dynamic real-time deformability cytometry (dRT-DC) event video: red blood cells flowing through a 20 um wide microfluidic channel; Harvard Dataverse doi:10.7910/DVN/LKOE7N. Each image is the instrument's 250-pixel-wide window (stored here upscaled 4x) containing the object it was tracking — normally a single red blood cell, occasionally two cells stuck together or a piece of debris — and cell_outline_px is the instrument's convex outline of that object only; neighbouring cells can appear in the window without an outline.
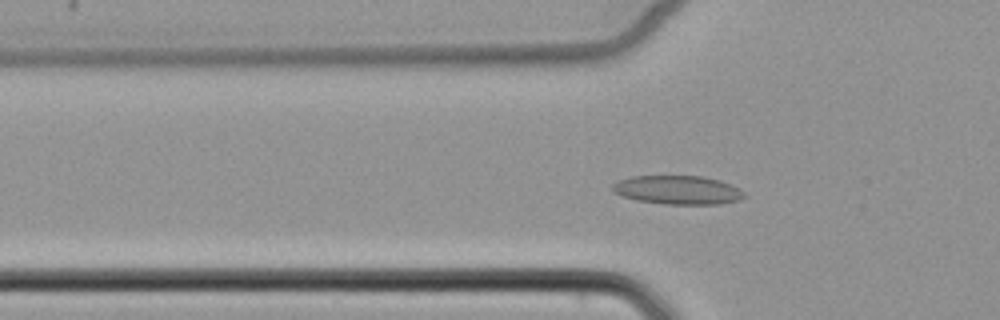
{"species": "common noctule bat (a hibernating species)", "species_latin": "Nyctalus noctula", "temperature_condition": "cold", "stored_images_in_passage": 54, "camera_frame_rate_fps": 3000, "um_per_image_px": 0.085, "animal": {"sex": "female", "body_mass_g": 22.7, "forearm_length_mm": 54.2}, "frame": {"image": 1, "passage_image": 19, "time_ms": 6.0, "image_size_px": [1000, 320], "cell_outline_px": [[748, 196], [740, 200], [720, 204], [664, 204], [636, 200], [620, 196], [612, 192], [612, 184], [616, 180], [632, 176], [704, 176], [720, 180], [744, 192]], "centroid_in_image_um": [57.57, 16.15], "position_along_channel_um": 68.2, "area_um2": 22.31}}
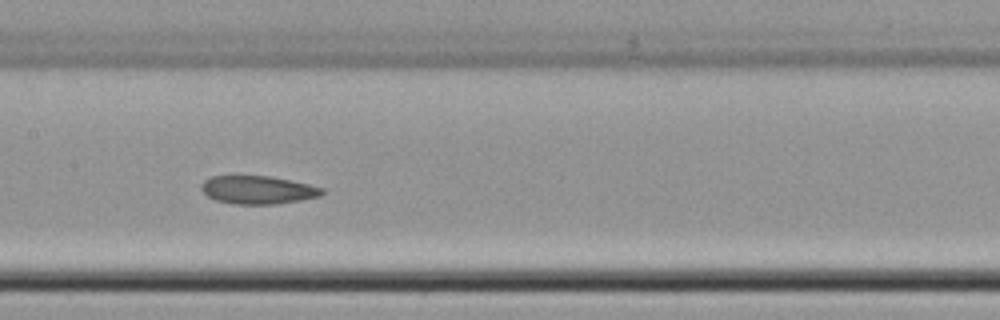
{"frame": {"image": 2, "passage_image": 28, "time_ms": 9.0, "image_size_px": [1000, 320], "cell_outline_px": [[324, 192], [320, 196], [300, 200], [276, 204], [232, 204], [216, 200], [208, 196], [200, 188], [200, 184], [204, 180], [212, 176], [272, 176], [308, 184], [324, 188]], "centroid_in_image_um": [21.91, 16.14], "position_along_channel_um": 185.5, "area_um2": 19.83}}
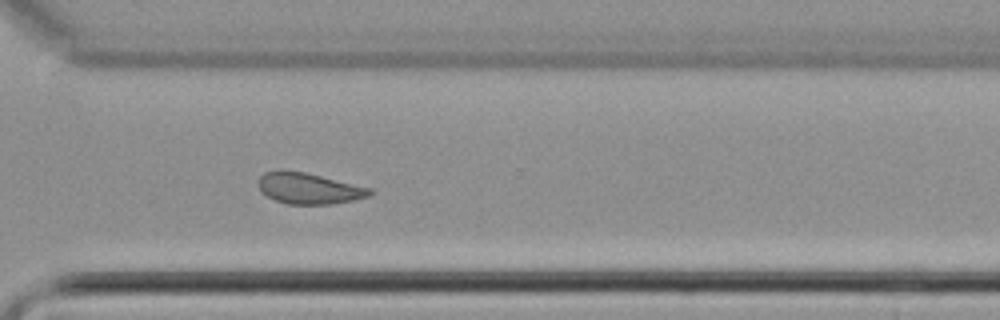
{"frame": {"image": 3, "passage_image": 40, "time_ms": 13.0, "image_size_px": [1000, 320], "cell_outline_px": [[376, 192], [372, 196], [332, 204], [288, 204], [276, 200], [260, 192], [260, 176], [264, 172], [280, 168], [304, 172], [372, 188]], "centroid_in_image_um": [26.28, 16.0], "position_along_channel_um": 344.3, "area_um2": 20.35}}